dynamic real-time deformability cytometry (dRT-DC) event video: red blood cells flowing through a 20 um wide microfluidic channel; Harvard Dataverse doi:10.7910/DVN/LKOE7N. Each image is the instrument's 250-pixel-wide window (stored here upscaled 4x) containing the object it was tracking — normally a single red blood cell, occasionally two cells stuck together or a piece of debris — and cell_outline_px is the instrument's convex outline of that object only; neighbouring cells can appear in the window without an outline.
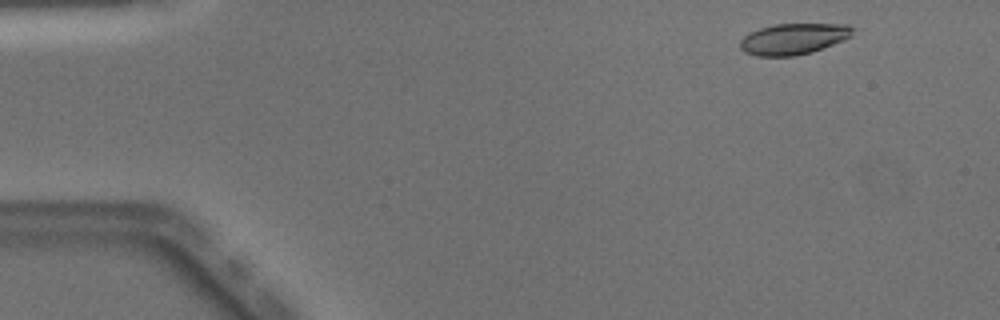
{"species": "Egyptian fruit bat (a non-hibernating species)", "species_latin": "Rousettus aegyptiacus", "temperature_condition": "warm", "stored_images_in_passage": 48, "camera_frame_rate_fps": 3000, "um_per_image_px": 0.085, "animal": {"sex": "male"}, "frame": {"image": 1, "passage_image": 3, "time_ms": 0.667, "image_size_px": [1000, 320], "cell_outline_px": [[856, 28], [852, 36], [844, 40], [812, 52], [796, 56], [756, 56], [744, 52], [740, 48], [740, 40], [744, 36], [760, 28], [772, 24], [848, 24]], "centroid_in_image_um": [67.48, 3.3], "position_along_channel_um": 17.5, "area_um2": 20.58}}
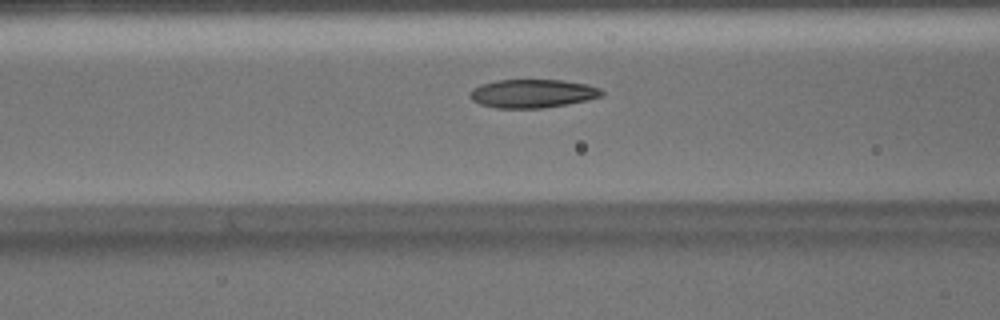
{"frame": {"image": 2, "passage_image": 18, "time_ms": 5.667, "image_size_px": [1000, 320], "cell_outline_px": [[604, 96], [588, 100], [544, 108], [496, 108], [480, 104], [472, 100], [468, 96], [468, 92], [472, 88], [480, 84], [496, 80], [564, 80], [588, 84], [600, 88], [604, 92]], "centroid_in_image_um": [45.26, 7.94], "position_along_channel_um": 121.3, "area_um2": 22.2}}
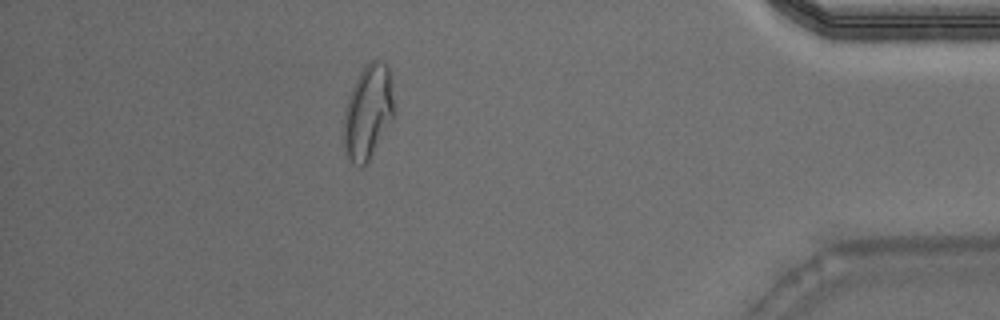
{"frame": {"image": 3, "passage_image": 42, "time_ms": 13.667, "image_size_px": [1000, 320], "cell_outline_px": [[396, 116], [368, 164], [360, 168], [352, 164], [348, 160], [344, 152], [344, 108], [348, 96], [360, 72], [372, 60], [384, 60], [388, 64], [392, 76], [396, 112]], "centroid_in_image_um": [31.33, 9.57], "position_along_channel_um": 403.9, "area_um2": 29.02}, "authors_computed_cell_mechanics": {"area_um2": 21.9062, "velocity_mm_per_s": 4.0682, "shape_relaxation_time_tau1_ms": null, "shape_relaxation_time_tau2_ms": 1.4867, "deformation_change_tau1": null, "deformation_change_tau2": 0.0792}}